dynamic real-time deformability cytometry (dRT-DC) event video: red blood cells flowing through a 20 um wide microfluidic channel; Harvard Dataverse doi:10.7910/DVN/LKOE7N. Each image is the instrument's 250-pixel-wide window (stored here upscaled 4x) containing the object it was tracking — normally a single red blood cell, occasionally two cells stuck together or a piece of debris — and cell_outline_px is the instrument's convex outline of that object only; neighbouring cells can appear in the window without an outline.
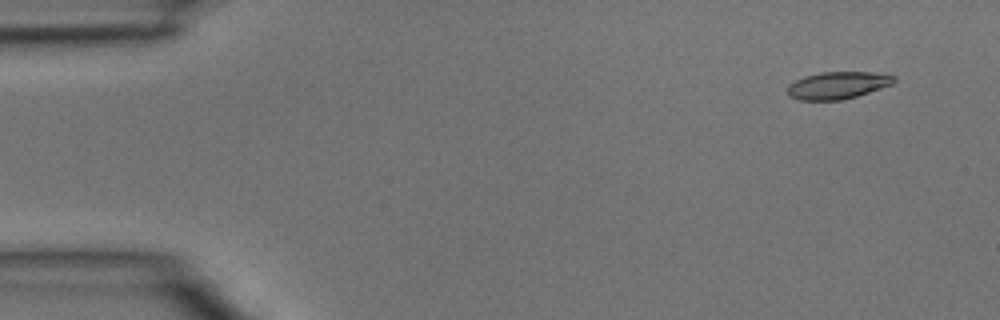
{"species": "common noctule bat (a hibernating species)", "species_latin": "Nyctalus noctula", "temperature_condition": "room temperature", "stored_images_in_passage": 4, "camera_frame_rate_fps": 3000, "um_per_image_px": 0.085, "animal": {"sex": "male", "body_mass_g": 15.6}, "frame": {"image": 1, "passage_image": 1, "time_ms": 0.0, "image_size_px": [1000, 320], "cell_outline_px": [[896, 80], [892, 84], [856, 96], [840, 100], [800, 100], [788, 96], [788, 84], [804, 76], [820, 72], [872, 72], [896, 76]], "centroid_in_image_um": [71.18, 7.24], "position_along_channel_um": 13.8, "area_um2": 16.82}}